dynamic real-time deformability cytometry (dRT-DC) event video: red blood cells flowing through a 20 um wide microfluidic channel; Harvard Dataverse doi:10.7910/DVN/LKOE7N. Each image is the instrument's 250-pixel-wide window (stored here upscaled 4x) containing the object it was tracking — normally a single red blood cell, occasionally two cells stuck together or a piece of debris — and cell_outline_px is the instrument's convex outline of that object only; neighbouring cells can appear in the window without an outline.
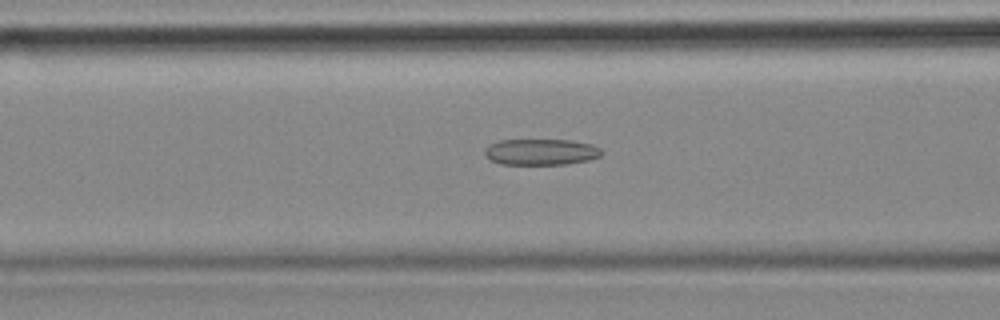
{"species": "common noctule bat (a hibernating species)", "species_latin": "Nyctalus noctula", "temperature_condition": "cold", "stored_images_in_passage": 49, "camera_frame_rate_fps": 3000, "um_per_image_px": 0.085, "animal": {"sex": "female", "body_mass_g": 18.4}, "frame": {"image": 1, "passage_image": 22, "time_ms": 7.0, "image_size_px": [1000, 320], "cell_outline_px": [[604, 152], [600, 156], [588, 160], [564, 164], [500, 164], [484, 156], [484, 152], [488, 144], [500, 140], [568, 140], [592, 144], [600, 148]], "centroid_in_image_um": [45.97, 12.91], "position_along_channel_um": 120.6, "area_um2": 17.8}}
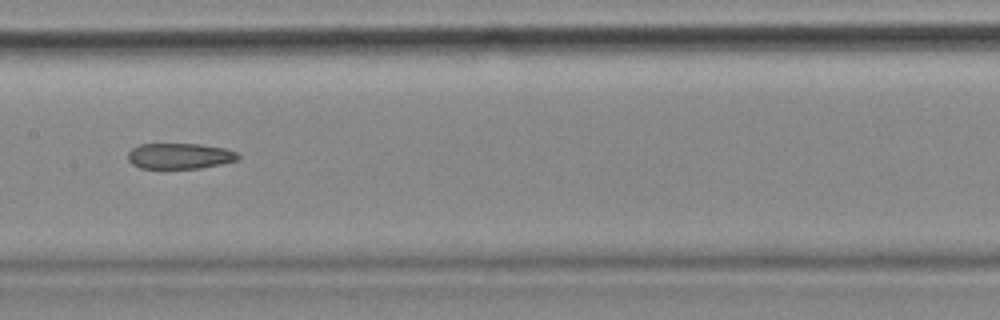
{"frame": {"image": 2, "passage_image": 28, "time_ms": 9.0, "image_size_px": [1000, 320], "cell_outline_px": [[240, 156], [236, 160], [220, 164], [200, 168], [140, 168], [132, 164], [128, 160], [128, 152], [132, 148], [140, 144], [200, 144], [224, 148], [236, 152]], "centroid_in_image_um": [15.25, 13.26], "position_along_channel_um": 192.2, "area_um2": 16.42}}
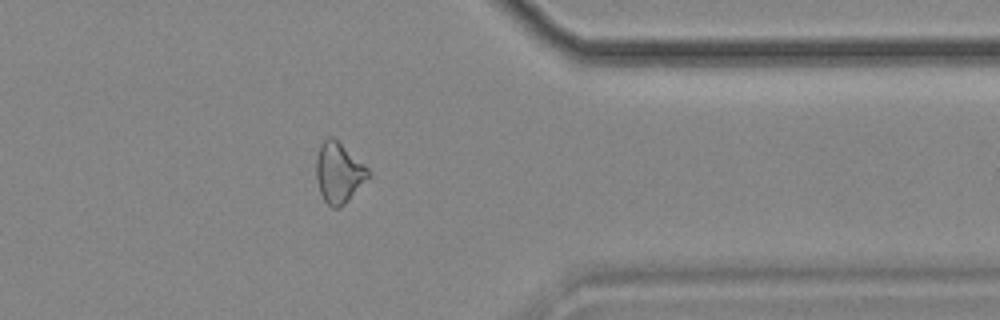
{"frame": {"image": 3, "passage_image": 45, "time_ms": 14.667, "image_size_px": [1000, 320], "cell_outline_px": [[372, 176], [340, 208], [332, 208], [324, 200], [320, 192], [316, 180], [316, 160], [320, 144], [328, 136], [332, 136], [364, 164], [372, 172]], "centroid_in_image_um": [28.81, 14.69], "position_along_channel_um": 382.6, "area_um2": 18.44}, "authors_computed_cell_mechanics": {"area_um2": 18.4382, "velocity_mm_per_s": 3.5698, "shape_relaxation_time_tau1_ms": null, "shape_relaxation_time_tau2_ms": 1.712, "deformation_change_tau1": null, "deformation_change_tau2": 0.0798}}